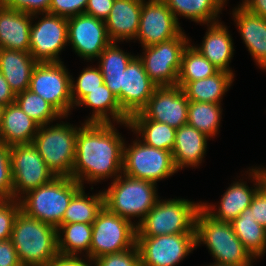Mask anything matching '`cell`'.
I'll list each match as a JSON object with an SVG mask.
<instances>
[{
  "instance_id": "cell-52",
  "label": "cell",
  "mask_w": 266,
  "mask_h": 266,
  "mask_svg": "<svg viewBox=\"0 0 266 266\" xmlns=\"http://www.w3.org/2000/svg\"><path fill=\"white\" fill-rule=\"evenodd\" d=\"M206 266H225V265L213 264V262H212V263H210V265H206Z\"/></svg>"
},
{
  "instance_id": "cell-24",
  "label": "cell",
  "mask_w": 266,
  "mask_h": 266,
  "mask_svg": "<svg viewBox=\"0 0 266 266\" xmlns=\"http://www.w3.org/2000/svg\"><path fill=\"white\" fill-rule=\"evenodd\" d=\"M32 15L0 2V48L30 52Z\"/></svg>"
},
{
  "instance_id": "cell-35",
  "label": "cell",
  "mask_w": 266,
  "mask_h": 266,
  "mask_svg": "<svg viewBox=\"0 0 266 266\" xmlns=\"http://www.w3.org/2000/svg\"><path fill=\"white\" fill-rule=\"evenodd\" d=\"M223 104L189 101L187 124L214 138L219 134Z\"/></svg>"
},
{
  "instance_id": "cell-23",
  "label": "cell",
  "mask_w": 266,
  "mask_h": 266,
  "mask_svg": "<svg viewBox=\"0 0 266 266\" xmlns=\"http://www.w3.org/2000/svg\"><path fill=\"white\" fill-rule=\"evenodd\" d=\"M229 32L228 27L221 22L220 18L219 22L207 24V30L202 43H200L201 45L197 44L196 46L193 45V47L219 70L227 71L234 75L235 73L229 66L235 51L232 34Z\"/></svg>"
},
{
  "instance_id": "cell-3",
  "label": "cell",
  "mask_w": 266,
  "mask_h": 266,
  "mask_svg": "<svg viewBox=\"0 0 266 266\" xmlns=\"http://www.w3.org/2000/svg\"><path fill=\"white\" fill-rule=\"evenodd\" d=\"M195 234L196 247L204 244L215 260L213 264L253 266L256 261L234 233L231 222L214 219L202 207L197 212Z\"/></svg>"
},
{
  "instance_id": "cell-49",
  "label": "cell",
  "mask_w": 266,
  "mask_h": 266,
  "mask_svg": "<svg viewBox=\"0 0 266 266\" xmlns=\"http://www.w3.org/2000/svg\"><path fill=\"white\" fill-rule=\"evenodd\" d=\"M240 4L249 12L266 19V0H242Z\"/></svg>"
},
{
  "instance_id": "cell-28",
  "label": "cell",
  "mask_w": 266,
  "mask_h": 266,
  "mask_svg": "<svg viewBox=\"0 0 266 266\" xmlns=\"http://www.w3.org/2000/svg\"><path fill=\"white\" fill-rule=\"evenodd\" d=\"M232 73L219 70L213 76L191 81L189 83H177L185 93L189 101L222 104L223 96L234 82Z\"/></svg>"
},
{
  "instance_id": "cell-30",
  "label": "cell",
  "mask_w": 266,
  "mask_h": 266,
  "mask_svg": "<svg viewBox=\"0 0 266 266\" xmlns=\"http://www.w3.org/2000/svg\"><path fill=\"white\" fill-rule=\"evenodd\" d=\"M117 42H111L96 59L98 60L104 83L116 96L120 104V89L122 73H124L129 62L136 56L120 49Z\"/></svg>"
},
{
  "instance_id": "cell-7",
  "label": "cell",
  "mask_w": 266,
  "mask_h": 266,
  "mask_svg": "<svg viewBox=\"0 0 266 266\" xmlns=\"http://www.w3.org/2000/svg\"><path fill=\"white\" fill-rule=\"evenodd\" d=\"M85 124L73 125L66 121L39 126L33 144L47 167L56 177H71L75 160L76 137ZM51 125V126H50Z\"/></svg>"
},
{
  "instance_id": "cell-21",
  "label": "cell",
  "mask_w": 266,
  "mask_h": 266,
  "mask_svg": "<svg viewBox=\"0 0 266 266\" xmlns=\"http://www.w3.org/2000/svg\"><path fill=\"white\" fill-rule=\"evenodd\" d=\"M142 2L143 0H114L111 12L104 21L111 42H135Z\"/></svg>"
},
{
  "instance_id": "cell-38",
  "label": "cell",
  "mask_w": 266,
  "mask_h": 266,
  "mask_svg": "<svg viewBox=\"0 0 266 266\" xmlns=\"http://www.w3.org/2000/svg\"><path fill=\"white\" fill-rule=\"evenodd\" d=\"M71 75V98L73 106L75 105L90 91L100 88V85L104 84V79L99 66H88L83 68L77 79Z\"/></svg>"
},
{
  "instance_id": "cell-22",
  "label": "cell",
  "mask_w": 266,
  "mask_h": 266,
  "mask_svg": "<svg viewBox=\"0 0 266 266\" xmlns=\"http://www.w3.org/2000/svg\"><path fill=\"white\" fill-rule=\"evenodd\" d=\"M77 106H85L93 111L85 123H115L131 129L130 117L121 109L118 99L105 83L100 85V88L90 91L75 105V108Z\"/></svg>"
},
{
  "instance_id": "cell-17",
  "label": "cell",
  "mask_w": 266,
  "mask_h": 266,
  "mask_svg": "<svg viewBox=\"0 0 266 266\" xmlns=\"http://www.w3.org/2000/svg\"><path fill=\"white\" fill-rule=\"evenodd\" d=\"M248 169L245 171V176L248 174L247 177L251 180L250 182H254L252 187H249L247 182L243 181L244 179H238V181H233L224 194H222L220 202L217 203L219 204L218 206L216 203L210 204L201 202V207L214 219L232 222L240 213L250 206L254 195L266 181L258 166H252Z\"/></svg>"
},
{
  "instance_id": "cell-27",
  "label": "cell",
  "mask_w": 266,
  "mask_h": 266,
  "mask_svg": "<svg viewBox=\"0 0 266 266\" xmlns=\"http://www.w3.org/2000/svg\"><path fill=\"white\" fill-rule=\"evenodd\" d=\"M37 63L30 52L0 48V72L15 95L29 88Z\"/></svg>"
},
{
  "instance_id": "cell-39",
  "label": "cell",
  "mask_w": 266,
  "mask_h": 266,
  "mask_svg": "<svg viewBox=\"0 0 266 266\" xmlns=\"http://www.w3.org/2000/svg\"><path fill=\"white\" fill-rule=\"evenodd\" d=\"M20 210V200H0V241L11 239L14 221Z\"/></svg>"
},
{
  "instance_id": "cell-15",
  "label": "cell",
  "mask_w": 266,
  "mask_h": 266,
  "mask_svg": "<svg viewBox=\"0 0 266 266\" xmlns=\"http://www.w3.org/2000/svg\"><path fill=\"white\" fill-rule=\"evenodd\" d=\"M68 21V45L82 59L92 62L111 43L105 22L86 13Z\"/></svg>"
},
{
  "instance_id": "cell-47",
  "label": "cell",
  "mask_w": 266,
  "mask_h": 266,
  "mask_svg": "<svg viewBox=\"0 0 266 266\" xmlns=\"http://www.w3.org/2000/svg\"><path fill=\"white\" fill-rule=\"evenodd\" d=\"M48 266H93V262L82 256L58 255Z\"/></svg>"
},
{
  "instance_id": "cell-31",
  "label": "cell",
  "mask_w": 266,
  "mask_h": 266,
  "mask_svg": "<svg viewBox=\"0 0 266 266\" xmlns=\"http://www.w3.org/2000/svg\"><path fill=\"white\" fill-rule=\"evenodd\" d=\"M179 23L184 17L200 25L219 22L220 13L225 7L223 0H163ZM219 15V16H218Z\"/></svg>"
},
{
  "instance_id": "cell-36",
  "label": "cell",
  "mask_w": 266,
  "mask_h": 266,
  "mask_svg": "<svg viewBox=\"0 0 266 266\" xmlns=\"http://www.w3.org/2000/svg\"><path fill=\"white\" fill-rule=\"evenodd\" d=\"M219 71L191 42L184 49L177 83H189L213 76Z\"/></svg>"
},
{
  "instance_id": "cell-19",
  "label": "cell",
  "mask_w": 266,
  "mask_h": 266,
  "mask_svg": "<svg viewBox=\"0 0 266 266\" xmlns=\"http://www.w3.org/2000/svg\"><path fill=\"white\" fill-rule=\"evenodd\" d=\"M158 86L149 78L142 61L136 55L122 73L120 89L121 109L131 117L148 103Z\"/></svg>"
},
{
  "instance_id": "cell-45",
  "label": "cell",
  "mask_w": 266,
  "mask_h": 266,
  "mask_svg": "<svg viewBox=\"0 0 266 266\" xmlns=\"http://www.w3.org/2000/svg\"><path fill=\"white\" fill-rule=\"evenodd\" d=\"M113 4L114 0H88L85 13L105 21Z\"/></svg>"
},
{
  "instance_id": "cell-11",
  "label": "cell",
  "mask_w": 266,
  "mask_h": 266,
  "mask_svg": "<svg viewBox=\"0 0 266 266\" xmlns=\"http://www.w3.org/2000/svg\"><path fill=\"white\" fill-rule=\"evenodd\" d=\"M70 81V72L63 61L37 63L28 89L50 103L63 117L68 118L74 108Z\"/></svg>"
},
{
  "instance_id": "cell-46",
  "label": "cell",
  "mask_w": 266,
  "mask_h": 266,
  "mask_svg": "<svg viewBox=\"0 0 266 266\" xmlns=\"http://www.w3.org/2000/svg\"><path fill=\"white\" fill-rule=\"evenodd\" d=\"M0 266H22L11 239L0 241Z\"/></svg>"
},
{
  "instance_id": "cell-2",
  "label": "cell",
  "mask_w": 266,
  "mask_h": 266,
  "mask_svg": "<svg viewBox=\"0 0 266 266\" xmlns=\"http://www.w3.org/2000/svg\"><path fill=\"white\" fill-rule=\"evenodd\" d=\"M11 240L22 266H48L59 255L57 228L22 210L15 218Z\"/></svg>"
},
{
  "instance_id": "cell-40",
  "label": "cell",
  "mask_w": 266,
  "mask_h": 266,
  "mask_svg": "<svg viewBox=\"0 0 266 266\" xmlns=\"http://www.w3.org/2000/svg\"><path fill=\"white\" fill-rule=\"evenodd\" d=\"M13 199L10 146L0 144V200Z\"/></svg>"
},
{
  "instance_id": "cell-8",
  "label": "cell",
  "mask_w": 266,
  "mask_h": 266,
  "mask_svg": "<svg viewBox=\"0 0 266 266\" xmlns=\"http://www.w3.org/2000/svg\"><path fill=\"white\" fill-rule=\"evenodd\" d=\"M126 143L123 148V174L157 184L178 172L171 151L148 146L137 136L129 146Z\"/></svg>"
},
{
  "instance_id": "cell-18",
  "label": "cell",
  "mask_w": 266,
  "mask_h": 266,
  "mask_svg": "<svg viewBox=\"0 0 266 266\" xmlns=\"http://www.w3.org/2000/svg\"><path fill=\"white\" fill-rule=\"evenodd\" d=\"M189 100L180 86L157 87L140 111L147 119L178 129L187 124Z\"/></svg>"
},
{
  "instance_id": "cell-26",
  "label": "cell",
  "mask_w": 266,
  "mask_h": 266,
  "mask_svg": "<svg viewBox=\"0 0 266 266\" xmlns=\"http://www.w3.org/2000/svg\"><path fill=\"white\" fill-rule=\"evenodd\" d=\"M39 125L16 102L3 107L0 125V144L33 143Z\"/></svg>"
},
{
  "instance_id": "cell-29",
  "label": "cell",
  "mask_w": 266,
  "mask_h": 266,
  "mask_svg": "<svg viewBox=\"0 0 266 266\" xmlns=\"http://www.w3.org/2000/svg\"><path fill=\"white\" fill-rule=\"evenodd\" d=\"M130 130L146 145L171 151L174 148L176 129L165 123L147 119L141 112L129 118Z\"/></svg>"
},
{
  "instance_id": "cell-43",
  "label": "cell",
  "mask_w": 266,
  "mask_h": 266,
  "mask_svg": "<svg viewBox=\"0 0 266 266\" xmlns=\"http://www.w3.org/2000/svg\"><path fill=\"white\" fill-rule=\"evenodd\" d=\"M11 9L22 11L27 14L48 13L51 0H0Z\"/></svg>"
},
{
  "instance_id": "cell-16",
  "label": "cell",
  "mask_w": 266,
  "mask_h": 266,
  "mask_svg": "<svg viewBox=\"0 0 266 266\" xmlns=\"http://www.w3.org/2000/svg\"><path fill=\"white\" fill-rule=\"evenodd\" d=\"M163 0H143L135 41L143 47L177 37L183 30Z\"/></svg>"
},
{
  "instance_id": "cell-13",
  "label": "cell",
  "mask_w": 266,
  "mask_h": 266,
  "mask_svg": "<svg viewBox=\"0 0 266 266\" xmlns=\"http://www.w3.org/2000/svg\"><path fill=\"white\" fill-rule=\"evenodd\" d=\"M32 18L30 29L32 57L38 63L61 62L59 55L68 45L67 18L50 13L33 14ZM35 18L39 20L34 23Z\"/></svg>"
},
{
  "instance_id": "cell-34",
  "label": "cell",
  "mask_w": 266,
  "mask_h": 266,
  "mask_svg": "<svg viewBox=\"0 0 266 266\" xmlns=\"http://www.w3.org/2000/svg\"><path fill=\"white\" fill-rule=\"evenodd\" d=\"M103 207V190L89 196L85 193V187L82 186L72 197L65 210L63 223L92 224Z\"/></svg>"
},
{
  "instance_id": "cell-20",
  "label": "cell",
  "mask_w": 266,
  "mask_h": 266,
  "mask_svg": "<svg viewBox=\"0 0 266 266\" xmlns=\"http://www.w3.org/2000/svg\"><path fill=\"white\" fill-rule=\"evenodd\" d=\"M236 28L256 65L266 71V19L241 4L232 9Z\"/></svg>"
},
{
  "instance_id": "cell-50",
  "label": "cell",
  "mask_w": 266,
  "mask_h": 266,
  "mask_svg": "<svg viewBox=\"0 0 266 266\" xmlns=\"http://www.w3.org/2000/svg\"><path fill=\"white\" fill-rule=\"evenodd\" d=\"M259 168V170L261 171V174H262V176L264 177V179H266V167H258Z\"/></svg>"
},
{
  "instance_id": "cell-1",
  "label": "cell",
  "mask_w": 266,
  "mask_h": 266,
  "mask_svg": "<svg viewBox=\"0 0 266 266\" xmlns=\"http://www.w3.org/2000/svg\"><path fill=\"white\" fill-rule=\"evenodd\" d=\"M115 123H85L76 137L75 160L71 178L82 186L115 180L122 174L126 139ZM85 181V182H84Z\"/></svg>"
},
{
  "instance_id": "cell-33",
  "label": "cell",
  "mask_w": 266,
  "mask_h": 266,
  "mask_svg": "<svg viewBox=\"0 0 266 266\" xmlns=\"http://www.w3.org/2000/svg\"><path fill=\"white\" fill-rule=\"evenodd\" d=\"M234 233L244 248L255 259L266 253V229L256 222L252 210L248 207L231 222Z\"/></svg>"
},
{
  "instance_id": "cell-41",
  "label": "cell",
  "mask_w": 266,
  "mask_h": 266,
  "mask_svg": "<svg viewBox=\"0 0 266 266\" xmlns=\"http://www.w3.org/2000/svg\"><path fill=\"white\" fill-rule=\"evenodd\" d=\"M92 262L94 266H141L137 245L123 252L100 256Z\"/></svg>"
},
{
  "instance_id": "cell-44",
  "label": "cell",
  "mask_w": 266,
  "mask_h": 266,
  "mask_svg": "<svg viewBox=\"0 0 266 266\" xmlns=\"http://www.w3.org/2000/svg\"><path fill=\"white\" fill-rule=\"evenodd\" d=\"M249 208L256 222L266 229V182L254 195Z\"/></svg>"
},
{
  "instance_id": "cell-37",
  "label": "cell",
  "mask_w": 266,
  "mask_h": 266,
  "mask_svg": "<svg viewBox=\"0 0 266 266\" xmlns=\"http://www.w3.org/2000/svg\"><path fill=\"white\" fill-rule=\"evenodd\" d=\"M15 102L39 126L51 124L53 121L65 119L50 103L29 89L19 93Z\"/></svg>"
},
{
  "instance_id": "cell-25",
  "label": "cell",
  "mask_w": 266,
  "mask_h": 266,
  "mask_svg": "<svg viewBox=\"0 0 266 266\" xmlns=\"http://www.w3.org/2000/svg\"><path fill=\"white\" fill-rule=\"evenodd\" d=\"M209 137L189 124L176 129L172 150L176 169L198 168L205 158Z\"/></svg>"
},
{
  "instance_id": "cell-5",
  "label": "cell",
  "mask_w": 266,
  "mask_h": 266,
  "mask_svg": "<svg viewBox=\"0 0 266 266\" xmlns=\"http://www.w3.org/2000/svg\"><path fill=\"white\" fill-rule=\"evenodd\" d=\"M82 185L71 177H55L49 183L28 191L19 200L28 216L58 228L65 210Z\"/></svg>"
},
{
  "instance_id": "cell-14",
  "label": "cell",
  "mask_w": 266,
  "mask_h": 266,
  "mask_svg": "<svg viewBox=\"0 0 266 266\" xmlns=\"http://www.w3.org/2000/svg\"><path fill=\"white\" fill-rule=\"evenodd\" d=\"M141 266H177L196 249L195 233L136 237Z\"/></svg>"
},
{
  "instance_id": "cell-42",
  "label": "cell",
  "mask_w": 266,
  "mask_h": 266,
  "mask_svg": "<svg viewBox=\"0 0 266 266\" xmlns=\"http://www.w3.org/2000/svg\"><path fill=\"white\" fill-rule=\"evenodd\" d=\"M88 0H51L48 13L70 18L85 13Z\"/></svg>"
},
{
  "instance_id": "cell-32",
  "label": "cell",
  "mask_w": 266,
  "mask_h": 266,
  "mask_svg": "<svg viewBox=\"0 0 266 266\" xmlns=\"http://www.w3.org/2000/svg\"><path fill=\"white\" fill-rule=\"evenodd\" d=\"M91 241L92 224L63 223L57 228V249L59 255H80L90 259Z\"/></svg>"
},
{
  "instance_id": "cell-9",
  "label": "cell",
  "mask_w": 266,
  "mask_h": 266,
  "mask_svg": "<svg viewBox=\"0 0 266 266\" xmlns=\"http://www.w3.org/2000/svg\"><path fill=\"white\" fill-rule=\"evenodd\" d=\"M191 42L184 30L175 38L143 47L137 56L149 78L158 86L177 85L184 49Z\"/></svg>"
},
{
  "instance_id": "cell-4",
  "label": "cell",
  "mask_w": 266,
  "mask_h": 266,
  "mask_svg": "<svg viewBox=\"0 0 266 266\" xmlns=\"http://www.w3.org/2000/svg\"><path fill=\"white\" fill-rule=\"evenodd\" d=\"M103 191L104 206L137 226L159 199L157 184L121 174ZM138 218L134 222L133 219Z\"/></svg>"
},
{
  "instance_id": "cell-6",
  "label": "cell",
  "mask_w": 266,
  "mask_h": 266,
  "mask_svg": "<svg viewBox=\"0 0 266 266\" xmlns=\"http://www.w3.org/2000/svg\"><path fill=\"white\" fill-rule=\"evenodd\" d=\"M202 201L184 198L161 199L136 226V237L195 233V221Z\"/></svg>"
},
{
  "instance_id": "cell-48",
  "label": "cell",
  "mask_w": 266,
  "mask_h": 266,
  "mask_svg": "<svg viewBox=\"0 0 266 266\" xmlns=\"http://www.w3.org/2000/svg\"><path fill=\"white\" fill-rule=\"evenodd\" d=\"M16 95L11 90L10 85L0 72V105L7 106L15 102Z\"/></svg>"
},
{
  "instance_id": "cell-10",
  "label": "cell",
  "mask_w": 266,
  "mask_h": 266,
  "mask_svg": "<svg viewBox=\"0 0 266 266\" xmlns=\"http://www.w3.org/2000/svg\"><path fill=\"white\" fill-rule=\"evenodd\" d=\"M135 245L136 226L104 206L92 223L90 260L106 254L123 252Z\"/></svg>"
},
{
  "instance_id": "cell-51",
  "label": "cell",
  "mask_w": 266,
  "mask_h": 266,
  "mask_svg": "<svg viewBox=\"0 0 266 266\" xmlns=\"http://www.w3.org/2000/svg\"><path fill=\"white\" fill-rule=\"evenodd\" d=\"M2 111H3V106L0 105V125H1V119H2Z\"/></svg>"
},
{
  "instance_id": "cell-12",
  "label": "cell",
  "mask_w": 266,
  "mask_h": 266,
  "mask_svg": "<svg viewBox=\"0 0 266 266\" xmlns=\"http://www.w3.org/2000/svg\"><path fill=\"white\" fill-rule=\"evenodd\" d=\"M13 199L52 181L56 176L47 167L33 143L10 146Z\"/></svg>"
}]
</instances>
